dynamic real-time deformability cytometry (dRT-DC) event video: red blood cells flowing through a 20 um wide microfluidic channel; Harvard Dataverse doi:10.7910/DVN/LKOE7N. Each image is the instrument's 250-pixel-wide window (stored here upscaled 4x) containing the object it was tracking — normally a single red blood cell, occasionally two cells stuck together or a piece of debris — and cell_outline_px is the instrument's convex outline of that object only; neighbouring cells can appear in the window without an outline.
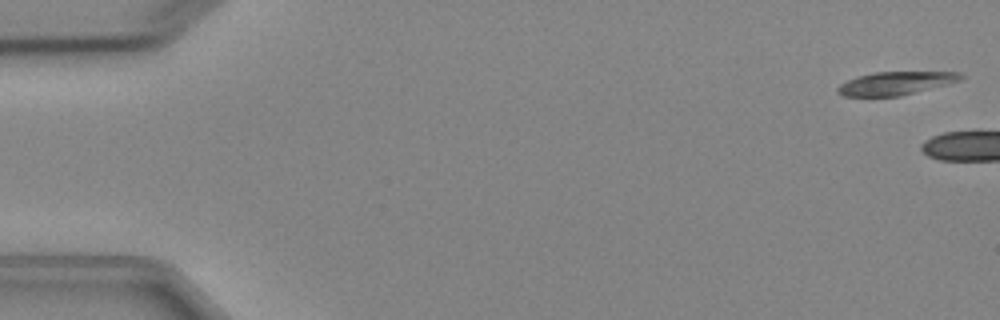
{"species": "Egyptian fruit bat (a non-hibernating species)", "species_latin": "Rousettus aegyptiacus", "temperature_condition": "cold", "stored_images_in_passage": 3, "camera_frame_rate_fps": 3000, "um_per_image_px": 0.085, "animal": {"sex": "female"}, "frame": {"image": 1, "passage_image": 1, "time_ms": 0.0, "image_size_px": [1000, 320], "cell_outline_px": [[964, 76], [960, 80], [948, 84], [900, 96], [844, 96], [836, 92], [836, 88], [840, 84], [856, 76], [876, 72], [960, 72]], "centroid_in_image_um": [76.11, 7.08], "position_along_channel_um": 8.9, "area_um2": 16.59}}